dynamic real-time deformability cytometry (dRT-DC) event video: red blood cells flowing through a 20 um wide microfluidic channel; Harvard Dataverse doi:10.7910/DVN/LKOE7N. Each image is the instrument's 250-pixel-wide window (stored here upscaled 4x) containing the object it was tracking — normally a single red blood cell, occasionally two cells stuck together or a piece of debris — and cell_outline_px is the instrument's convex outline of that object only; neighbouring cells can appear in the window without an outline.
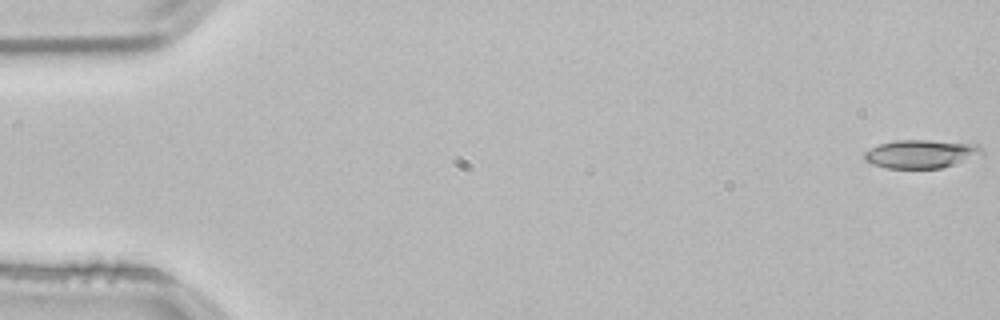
{"species": "common noctule bat (a hibernating species)", "species_latin": "Nyctalus noctula", "temperature_condition": "room temperature", "stored_images_in_passage": 53, "camera_frame_rate_fps": 3000, "um_per_image_px": 0.085, "animal": {"sex": "male", "body_mass_g": 21.5, "forearm_length_mm": 52.0}, "frame": {"image": 1, "passage_image": 1, "time_ms": 0.0, "image_size_px": [1000, 320], "cell_outline_px": [[984, 152], [952, 164], [940, 168], [884, 168], [872, 164], [864, 160], [864, 152], [880, 144], [896, 140], [928, 140], [976, 144], [984, 148]], "centroid_in_image_um": [78.22, 13.08], "position_along_channel_um": 6.8, "area_um2": 19.07}}
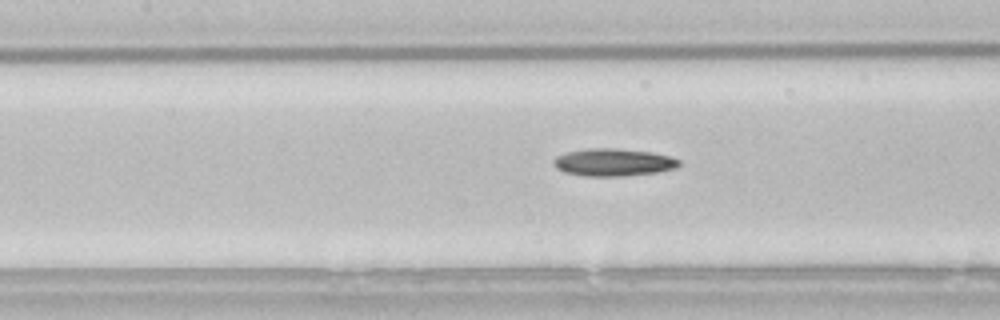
{"frame": {"image": 2, "passage_image": 24, "time_ms": 7.667, "image_size_px": [1000, 320], "cell_outline_px": [[680, 164], [676, 168], [656, 172], [628, 176], [584, 176], [564, 172], [556, 168], [552, 164], [552, 160], [556, 156], [568, 152], [588, 148], [616, 148], [652, 152], [672, 156], [680, 160]], "centroid_in_image_um": [52.13, 13.79], "position_along_channel_um": 155.3, "area_um2": 20.35}}
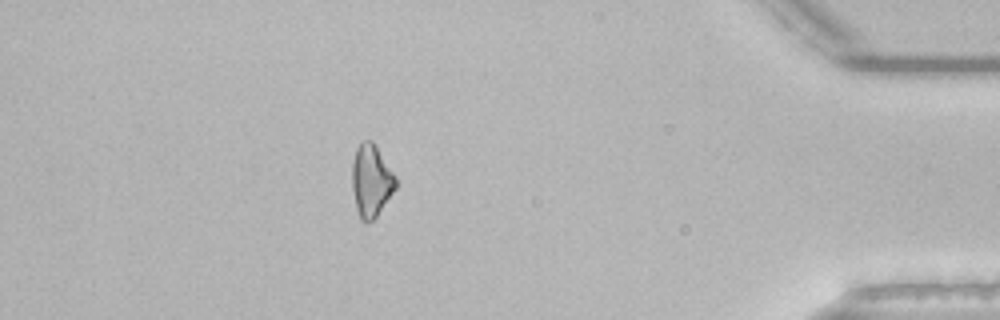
{"frame": {"image": 3, "passage_image": 47, "time_ms": 15.333, "image_size_px": [1000, 320], "cell_outline_px": [[396, 188], [376, 216], [372, 220], [360, 220], [356, 208], [352, 188], [352, 164], [356, 148], [364, 140], [372, 140], [392, 172], [396, 180]], "centroid_in_image_um": [31.52, 15.35], "position_along_channel_um": 403.7, "area_um2": 17.92}}